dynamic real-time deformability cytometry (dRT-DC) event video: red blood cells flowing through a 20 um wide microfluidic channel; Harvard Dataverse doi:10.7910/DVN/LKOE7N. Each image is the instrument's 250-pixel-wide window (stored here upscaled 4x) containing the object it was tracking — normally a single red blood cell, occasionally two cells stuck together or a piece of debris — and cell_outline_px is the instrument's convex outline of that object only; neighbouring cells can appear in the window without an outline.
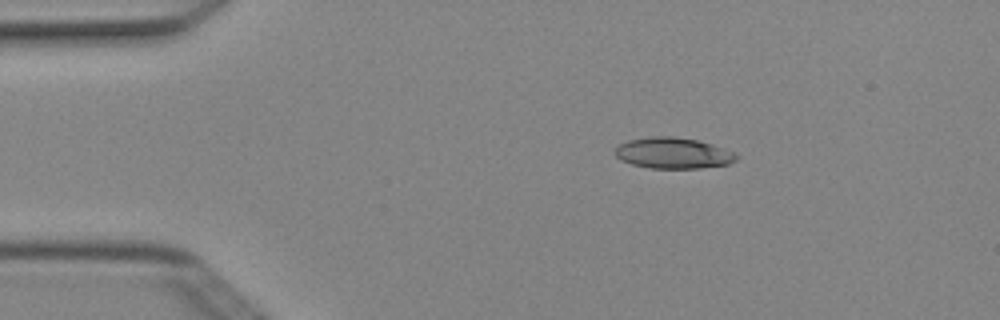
{"species": "Egyptian fruit bat (a non-hibernating species)", "species_latin": "Rousettus aegyptiacus", "temperature_condition": "cold", "stored_images_in_passage": 3, "camera_frame_rate_fps": 3000, "um_per_image_px": 0.085, "animal": {"sex": "female"}, "frame": {"image": 1, "passage_image": 1, "time_ms": 0.0, "image_size_px": [1000, 320], "cell_outline_px": [[736, 160], [728, 164], [700, 168], [648, 168], [632, 164], [620, 160], [612, 152], [620, 144], [628, 140], [652, 136], [672, 136], [696, 140], [712, 144], [736, 152]], "centroid_in_image_um": [57.19, 13.01], "position_along_channel_um": 27.8, "area_um2": 21.96}}
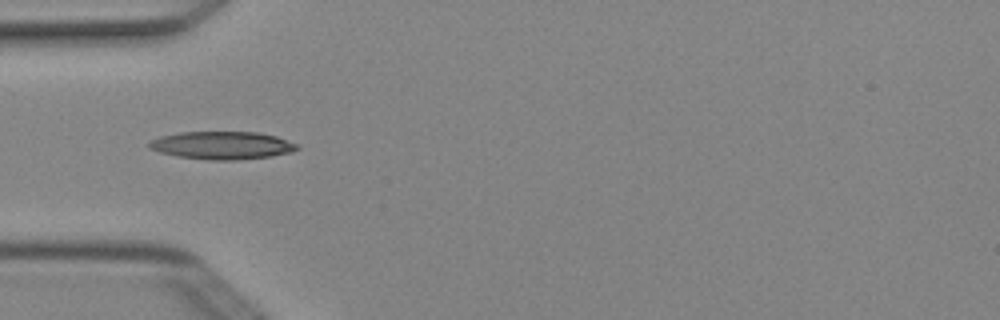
{"frame": {"image": 2, "passage_image": 3, "time_ms": 0.667, "image_size_px": [1000, 320], "cell_outline_px": [[300, 148], [292, 152], [272, 156], [236, 160], [208, 160], [176, 156], [160, 152], [148, 148], [148, 144], [152, 140], [160, 136], [180, 132], [256, 132], [276, 136], [300, 144]], "centroid_in_image_um": [18.91, 12.36], "position_along_channel_um": 66.1, "area_um2": 24.16}}